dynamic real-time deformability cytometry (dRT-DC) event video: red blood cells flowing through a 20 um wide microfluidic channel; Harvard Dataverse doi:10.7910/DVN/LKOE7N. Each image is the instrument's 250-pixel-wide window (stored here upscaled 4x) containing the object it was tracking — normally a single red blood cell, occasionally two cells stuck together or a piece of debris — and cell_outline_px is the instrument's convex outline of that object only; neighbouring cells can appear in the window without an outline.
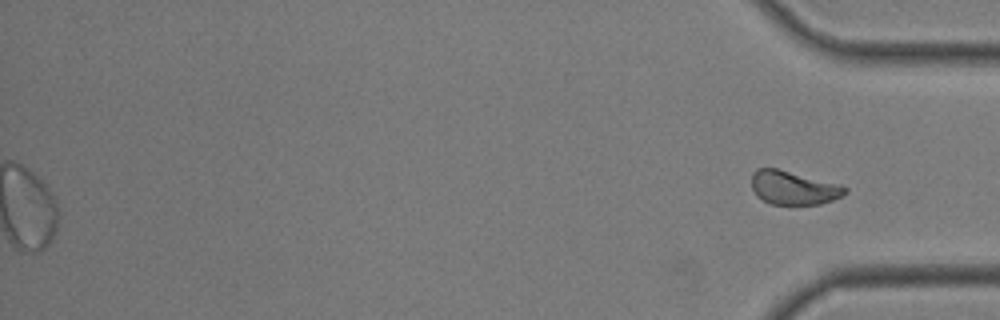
{"species": "common noctule bat (a hibernating species)", "species_latin": "Nyctalus noctula", "temperature_condition": "room temperature", "stored_images_in_passage": 42, "segment_of_instrument_passage": [2, 2], "camera_frame_rate_fps": 3000, "um_per_image_px": 0.085, "animal": {"sex": "male", "body_mass_g": 19.0, "forearm_length_mm": 50.8}, "frame": {"image": 1, "passage_image": 42, "time_ms": 13.667, "image_size_px": [1000, 320], "cell_outline_px": [[848, 192], [844, 196], [820, 204], [768, 204], [756, 196], [752, 188], [752, 172], [756, 168], [776, 168], [836, 184], [848, 188]], "centroid_in_image_um": [67.41, 15.97], "position_along_channel_um": 367.8, "area_um2": 18.21}}